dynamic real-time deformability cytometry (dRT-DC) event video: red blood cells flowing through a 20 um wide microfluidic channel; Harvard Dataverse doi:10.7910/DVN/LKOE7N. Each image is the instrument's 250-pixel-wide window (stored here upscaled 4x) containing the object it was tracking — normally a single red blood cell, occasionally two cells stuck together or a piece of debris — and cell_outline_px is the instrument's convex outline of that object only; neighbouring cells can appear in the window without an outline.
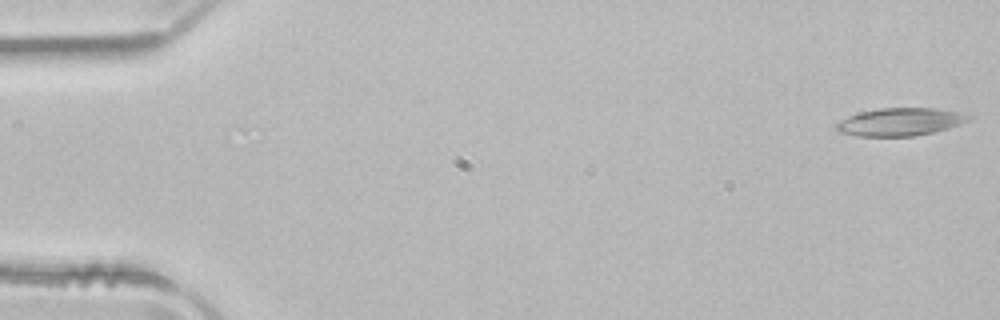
{"species": "common noctule bat (a hibernating species)", "species_latin": "Nyctalus noctula", "temperature_condition": "room temperature", "stored_images_in_passage": 51, "camera_frame_rate_fps": 3000, "um_per_image_px": 0.085, "animal": {"sex": "male", "body_mass_g": 21.5, "forearm_length_mm": 52.0}, "frame": {"image": 1, "passage_image": 1, "time_ms": 0.0, "image_size_px": [1000, 320], "cell_outline_px": [[976, 116], [960, 124], [948, 128], [916, 136], [856, 136], [836, 132], [836, 124], [840, 120], [848, 116], [860, 112], [880, 108], [936, 108], [964, 112]], "centroid_in_image_um": [76.54, 10.35], "position_along_channel_um": 8.5, "area_um2": 21.68}}
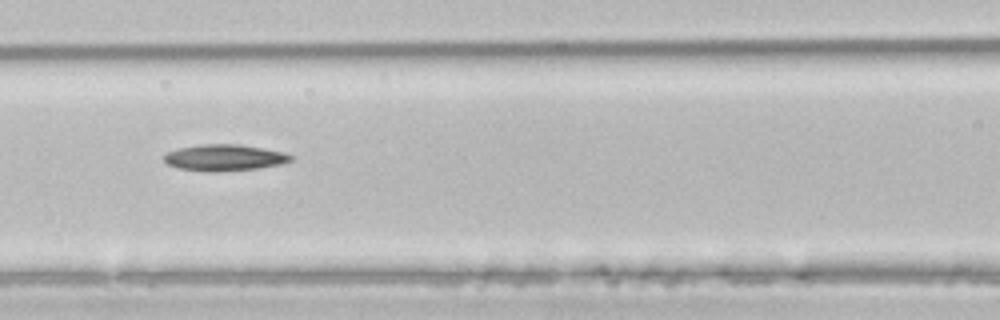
{"frame": {"image": 2, "passage_image": 22, "time_ms": 7.0, "image_size_px": [1000, 320], "cell_outline_px": [[292, 160], [280, 164], [256, 168], [180, 168], [168, 164], [164, 160], [164, 156], [168, 152], [176, 148], [200, 144], [240, 144], [264, 148], [284, 152], [292, 156]], "centroid_in_image_um": [19.11, 13.32], "position_along_channel_um": 147.5, "area_um2": 18.21}}
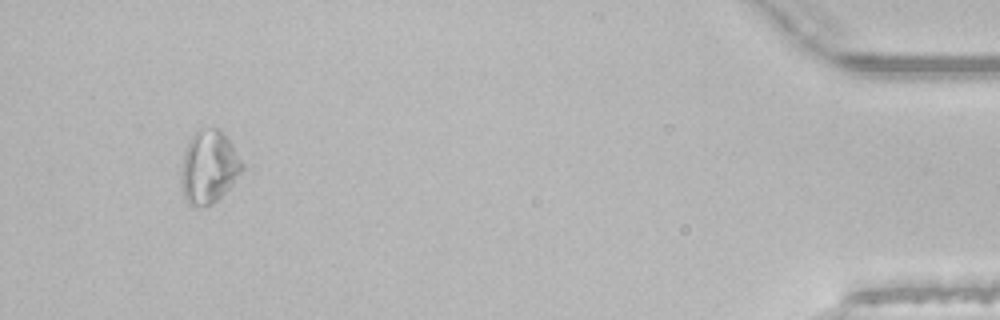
{"frame": {"image": 3, "passage_image": 48, "time_ms": 15.667, "image_size_px": [1000, 320], "cell_outline_px": [[244, 168], [232, 184], [212, 204], [188, 204], [184, 196], [180, 184], [180, 172], [184, 152], [188, 140], [196, 132], [212, 128], [220, 128], [224, 132], [232, 144], [244, 164]], "centroid_in_image_um": [17.74, 14.16], "position_along_channel_um": 417.5, "area_um2": 25.66}}